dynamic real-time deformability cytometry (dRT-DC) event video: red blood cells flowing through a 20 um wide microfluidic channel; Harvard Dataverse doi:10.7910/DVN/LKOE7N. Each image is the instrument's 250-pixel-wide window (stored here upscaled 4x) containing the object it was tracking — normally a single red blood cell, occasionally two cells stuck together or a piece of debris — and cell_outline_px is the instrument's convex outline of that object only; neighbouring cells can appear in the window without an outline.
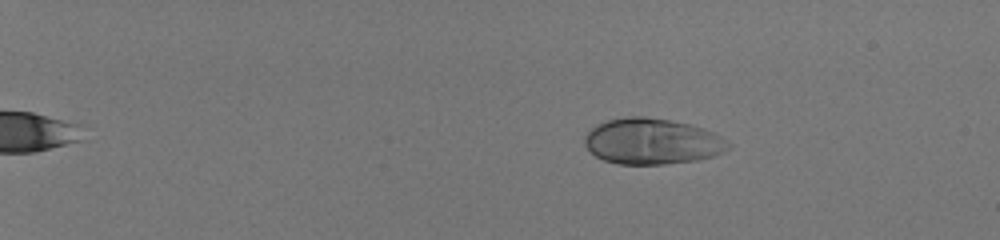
{"species": "human", "species_latin": "Homo sapiens", "temperature_condition": "room temperature", "stored_images_in_passage": 51, "camera_frame_rate_fps": 3000, "um_per_image_px": 0.085, "donor": {"sex": "male"}, "frame": {"image": 1, "passage_image": 6, "time_ms": 1.667, "image_size_px": [1000, 240], "cell_outline_px": [[732, 148], [716, 156], [696, 160], [664, 164], [616, 164], [604, 160], [596, 156], [584, 144], [584, 136], [596, 124], [608, 120], [628, 116], [644, 116], [668, 120], [688, 124], [704, 128], [716, 132], [728, 140], [732, 144]], "centroid_in_image_um": [55.49, 12.02], "position_along_channel_um": 29.5, "area_um2": 38.78}}
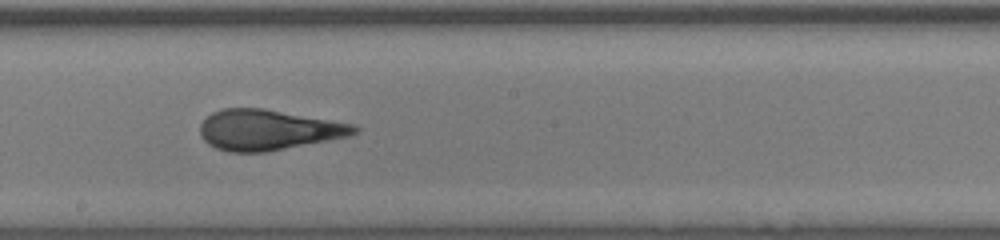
{"frame": {"image": 2, "passage_image": 32, "time_ms": 10.333, "image_size_px": [1000, 240], "cell_outline_px": [[360, 132], [348, 136], [268, 152], [228, 152], [216, 148], [208, 144], [200, 136], [200, 124], [212, 112], [220, 108], [264, 108], [352, 124], [360, 128]], "centroid_in_image_um": [22.76, 11.04], "position_along_channel_um": 225.4, "area_um2": 36.36}}
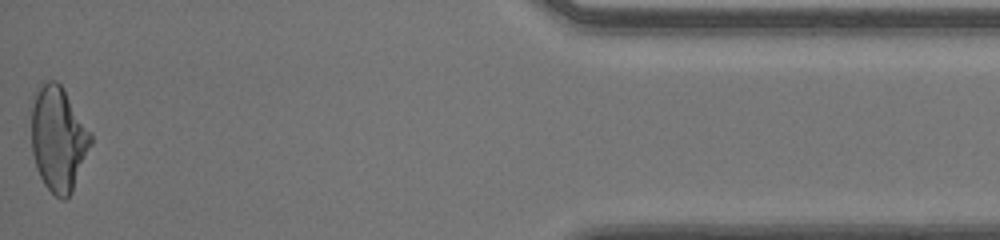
{"frame": {"image": 3, "passage_image": 51, "time_ms": 16.667, "image_size_px": [1000, 240], "cell_outline_px": [[92, 144], [72, 192], [64, 200], [60, 200], [44, 184], [36, 168], [32, 152], [32, 92], [44, 80], [56, 80], [64, 88], [92, 132]], "centroid_in_image_um": [4.96, 11.75], "position_along_channel_um": 430.2, "area_um2": 36.88}, "authors_computed_cell_mechanics": {"area_um2": 36.414, "velocity_mm_per_s": 4.0653, "shape_relaxation_time_tau1_ms": 6.1277, "shape_relaxation_time_tau2_ms": null, "deformation_change_tau1": 0.2187, "deformation_change_tau2": null}}